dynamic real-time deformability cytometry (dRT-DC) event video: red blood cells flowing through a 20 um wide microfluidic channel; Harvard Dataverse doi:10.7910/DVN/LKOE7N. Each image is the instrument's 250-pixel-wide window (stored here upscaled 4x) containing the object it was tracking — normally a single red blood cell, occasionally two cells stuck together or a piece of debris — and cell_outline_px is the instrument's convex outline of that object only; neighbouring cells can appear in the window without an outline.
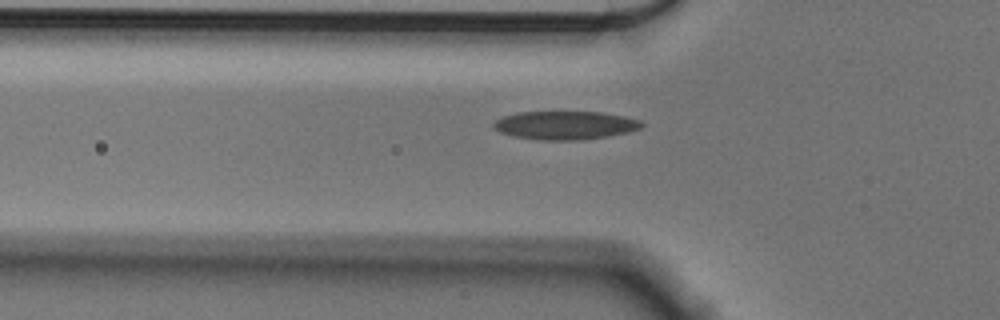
{"species": "Egyptian fruit bat (a non-hibernating species)", "species_latin": "Rousettus aegyptiacus", "temperature_condition": "cold", "stored_images_in_passage": 39, "camera_frame_rate_fps": 3000, "um_per_image_px": 0.085, "animal": {"sex": "male"}, "frame": {"image": 1, "passage_image": 4, "time_ms": 1.0, "image_size_px": [1000, 320], "cell_outline_px": [[644, 124], [640, 128], [632, 132], [584, 140], [536, 140], [512, 136], [500, 132], [492, 124], [496, 120], [504, 116], [516, 112], [600, 112], [624, 116], [640, 120]], "centroid_in_image_um": [48.06, 10.65], "position_along_channel_um": 77.7, "area_um2": 24.68}}
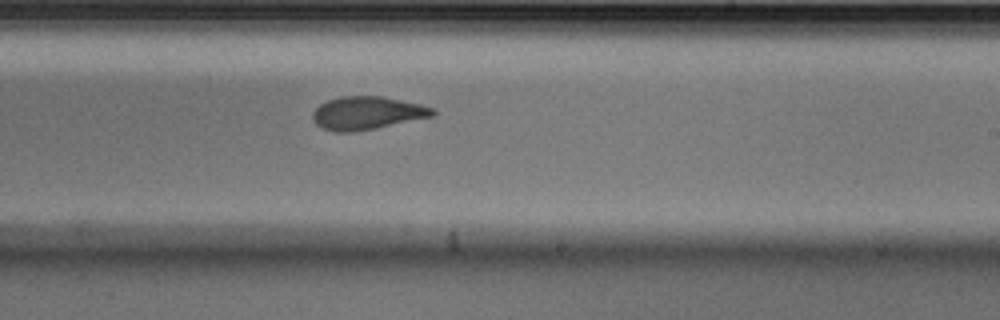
{"frame": {"image": 2, "passage_image": 19, "time_ms": 6.0, "image_size_px": [1000, 320], "cell_outline_px": [[436, 112], [432, 116], [376, 128], [356, 132], [332, 132], [320, 128], [312, 120], [312, 112], [320, 104], [328, 100], [340, 96], [384, 96], [420, 104], [436, 108]], "centroid_in_image_um": [31.17, 9.61], "position_along_channel_um": 257.8, "area_um2": 23.35}}
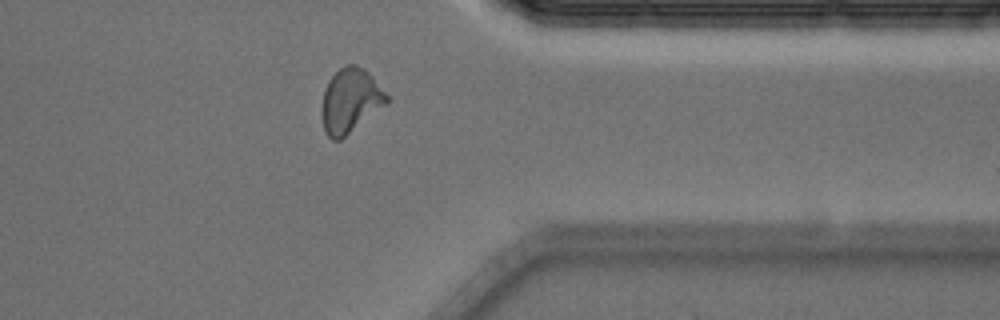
{"frame": {"image": 3, "passage_image": 30, "time_ms": 9.667, "image_size_px": [1000, 320], "cell_outline_px": [[388, 104], [340, 140], [332, 140], [324, 132], [320, 116], [320, 112], [324, 88], [328, 80], [340, 68], [348, 64], [352, 64], [364, 68], [372, 76], [388, 96]], "centroid_in_image_um": [29.75, 8.58], "position_along_channel_um": 381.7, "area_um2": 24.62}}